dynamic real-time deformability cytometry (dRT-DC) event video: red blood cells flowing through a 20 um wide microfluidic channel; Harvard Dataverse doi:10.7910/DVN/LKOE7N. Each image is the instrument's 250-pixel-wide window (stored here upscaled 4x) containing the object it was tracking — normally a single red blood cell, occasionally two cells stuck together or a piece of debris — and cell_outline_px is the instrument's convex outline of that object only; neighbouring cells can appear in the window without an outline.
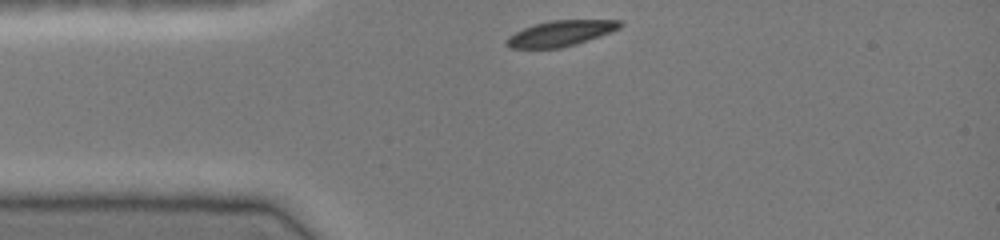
{"species": "common noctule bat (a hibernating species)", "species_latin": "Nyctalus noctula", "temperature_condition": "cold", "stored_images_in_passage": 2, "camera_frame_rate_fps": 3000, "um_per_image_px": 0.085, "animal": {"sex": "female", "body_mass_g": 19.0, "forearm_length_mm": 51.5}, "frame": {"image": 1, "passage_image": 1, "time_ms": 0.0, "image_size_px": [1000, 240], "cell_outline_px": [[624, 24], [620, 28], [576, 44], [560, 48], [512, 48], [504, 44], [504, 40], [508, 36], [532, 24], [552, 20], [620, 20]], "centroid_in_image_um": [47.61, 2.83], "position_along_channel_um": 37.4, "area_um2": 16.88}}